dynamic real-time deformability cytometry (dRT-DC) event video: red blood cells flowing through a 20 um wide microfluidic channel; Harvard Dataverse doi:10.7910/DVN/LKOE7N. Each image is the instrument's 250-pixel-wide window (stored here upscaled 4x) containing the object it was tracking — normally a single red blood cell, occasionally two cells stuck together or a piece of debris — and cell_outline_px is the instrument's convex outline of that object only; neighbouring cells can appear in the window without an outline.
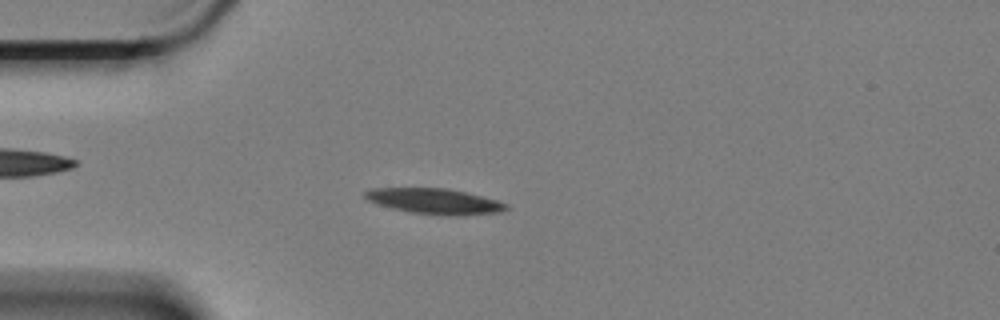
{"species": "Egyptian fruit bat (a non-hibernating species)", "species_latin": "Rousettus aegyptiacus", "temperature_condition": "cold", "stored_images_in_passage": 3, "camera_frame_rate_fps": 3000, "um_per_image_px": 0.085, "animal": {"sex": "female"}, "frame": {"image": 1, "passage_image": 3, "time_ms": 0.667, "image_size_px": [1000, 320], "cell_outline_px": [[508, 208], [500, 212], [456, 216], [412, 212], [392, 208], [368, 200], [364, 196], [364, 192], [372, 188], [448, 188], [496, 200], [508, 204]], "centroid_in_image_um": [36.95, 17.1], "position_along_channel_um": 48.1, "area_um2": 20.63}}